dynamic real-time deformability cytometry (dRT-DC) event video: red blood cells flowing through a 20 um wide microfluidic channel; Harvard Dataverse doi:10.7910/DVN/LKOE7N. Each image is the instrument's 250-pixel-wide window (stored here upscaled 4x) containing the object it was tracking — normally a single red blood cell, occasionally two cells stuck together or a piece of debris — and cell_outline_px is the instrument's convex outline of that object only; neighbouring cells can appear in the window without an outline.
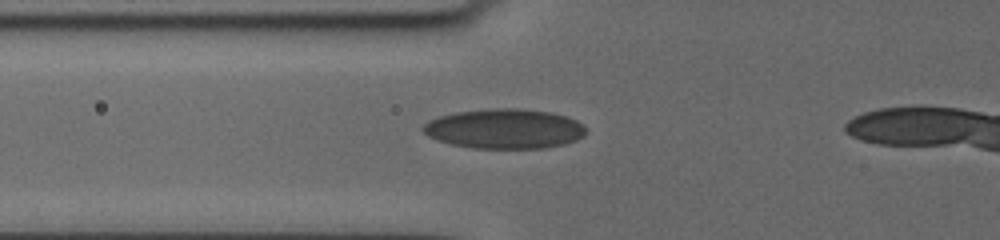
{"species": "human", "species_latin": "Homo sapiens", "temperature_condition": "cold", "stored_images_in_passage": 3, "camera_frame_rate_fps": 3000, "um_per_image_px": 0.085, "donor": {"sex": "female"}, "frame": {"image": 1, "passage_image": 2, "time_ms": 0.667, "image_size_px": [1000, 240], "cell_outline_px": [[584, 136], [576, 140], [564, 144], [544, 148], [472, 148], [452, 144], [428, 136], [420, 128], [428, 120], [440, 116], [456, 112], [496, 108], [516, 108], [552, 112], [576, 120], [584, 124]], "centroid_in_image_um": [42.88, 10.94], "position_along_channel_um": 82.9, "area_um2": 37.63}}